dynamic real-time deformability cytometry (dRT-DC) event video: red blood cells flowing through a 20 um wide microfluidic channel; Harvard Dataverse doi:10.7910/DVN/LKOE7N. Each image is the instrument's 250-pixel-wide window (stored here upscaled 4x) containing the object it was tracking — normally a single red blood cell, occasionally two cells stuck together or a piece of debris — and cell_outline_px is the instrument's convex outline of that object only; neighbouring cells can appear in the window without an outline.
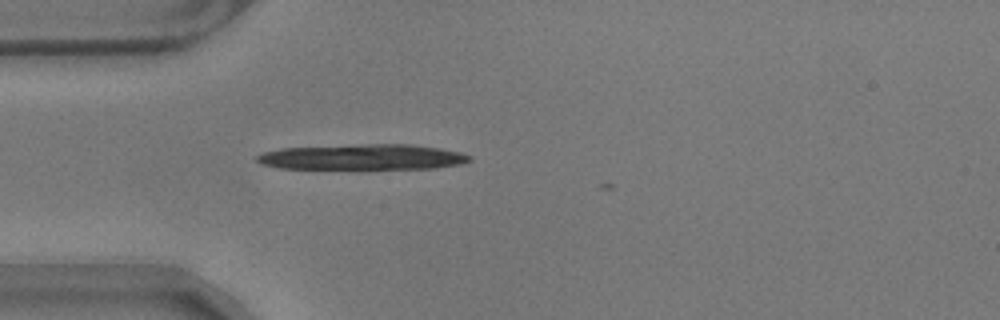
{"species": "common noctule bat (a hibernating species)", "species_latin": "Nyctalus noctula", "temperature_condition": "warm", "stored_images_in_passage": 4, "camera_frame_rate_fps": 3000, "um_per_image_px": 0.085, "animal": {"sex": "male", "body_mass_g": 17.9}, "frame": {"image": 1, "passage_image": 1, "time_ms": 0.0, "image_size_px": [1000, 320], "cell_outline_px": [[472, 160], [460, 164], [436, 168], [280, 168], [260, 164], [256, 160], [256, 156], [264, 152], [284, 148], [368, 144], [408, 144], [440, 148], [460, 152], [472, 156]], "centroid_in_image_um": [30.86, 13.34], "position_along_channel_um": 54.1, "area_um2": 31.27}}